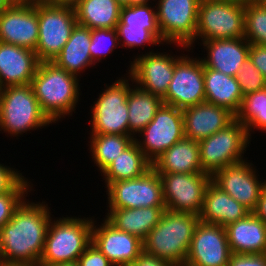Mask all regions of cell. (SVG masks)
I'll return each mask as SVG.
<instances>
[{
	"label": "cell",
	"instance_id": "obj_1",
	"mask_svg": "<svg viewBox=\"0 0 266 266\" xmlns=\"http://www.w3.org/2000/svg\"><path fill=\"white\" fill-rule=\"evenodd\" d=\"M46 201L25 199L0 230V262L38 266L51 222Z\"/></svg>",
	"mask_w": 266,
	"mask_h": 266
},
{
	"label": "cell",
	"instance_id": "obj_2",
	"mask_svg": "<svg viewBox=\"0 0 266 266\" xmlns=\"http://www.w3.org/2000/svg\"><path fill=\"white\" fill-rule=\"evenodd\" d=\"M80 80L53 62H40L31 86L42 112L52 123L73 116L81 101ZM80 99V100H79Z\"/></svg>",
	"mask_w": 266,
	"mask_h": 266
},
{
	"label": "cell",
	"instance_id": "obj_3",
	"mask_svg": "<svg viewBox=\"0 0 266 266\" xmlns=\"http://www.w3.org/2000/svg\"><path fill=\"white\" fill-rule=\"evenodd\" d=\"M199 216L164 209L158 224L143 240V253L184 266Z\"/></svg>",
	"mask_w": 266,
	"mask_h": 266
},
{
	"label": "cell",
	"instance_id": "obj_4",
	"mask_svg": "<svg viewBox=\"0 0 266 266\" xmlns=\"http://www.w3.org/2000/svg\"><path fill=\"white\" fill-rule=\"evenodd\" d=\"M71 216L51 219L38 266L75 263L92 243L93 216Z\"/></svg>",
	"mask_w": 266,
	"mask_h": 266
},
{
	"label": "cell",
	"instance_id": "obj_5",
	"mask_svg": "<svg viewBox=\"0 0 266 266\" xmlns=\"http://www.w3.org/2000/svg\"><path fill=\"white\" fill-rule=\"evenodd\" d=\"M53 124L42 112L31 84L0 88V131L18 137Z\"/></svg>",
	"mask_w": 266,
	"mask_h": 266
},
{
	"label": "cell",
	"instance_id": "obj_6",
	"mask_svg": "<svg viewBox=\"0 0 266 266\" xmlns=\"http://www.w3.org/2000/svg\"><path fill=\"white\" fill-rule=\"evenodd\" d=\"M125 75L110 85L105 83L103 91L98 93L89 112L91 130L88 134L129 135L127 97L134 82L127 73Z\"/></svg>",
	"mask_w": 266,
	"mask_h": 266
},
{
	"label": "cell",
	"instance_id": "obj_7",
	"mask_svg": "<svg viewBox=\"0 0 266 266\" xmlns=\"http://www.w3.org/2000/svg\"><path fill=\"white\" fill-rule=\"evenodd\" d=\"M245 35V2L239 0H201L195 42L237 39ZM197 40V41H196Z\"/></svg>",
	"mask_w": 266,
	"mask_h": 266
},
{
	"label": "cell",
	"instance_id": "obj_8",
	"mask_svg": "<svg viewBox=\"0 0 266 266\" xmlns=\"http://www.w3.org/2000/svg\"><path fill=\"white\" fill-rule=\"evenodd\" d=\"M250 142L246 127L235 118L225 128L198 142L202 171L212 176L226 166L248 159L244 153Z\"/></svg>",
	"mask_w": 266,
	"mask_h": 266
},
{
	"label": "cell",
	"instance_id": "obj_9",
	"mask_svg": "<svg viewBox=\"0 0 266 266\" xmlns=\"http://www.w3.org/2000/svg\"><path fill=\"white\" fill-rule=\"evenodd\" d=\"M201 0H155L157 23L163 44L188 51L195 45L198 9Z\"/></svg>",
	"mask_w": 266,
	"mask_h": 266
},
{
	"label": "cell",
	"instance_id": "obj_10",
	"mask_svg": "<svg viewBox=\"0 0 266 266\" xmlns=\"http://www.w3.org/2000/svg\"><path fill=\"white\" fill-rule=\"evenodd\" d=\"M38 23L36 55L40 62H52L62 51L77 24L75 9L52 3L39 4Z\"/></svg>",
	"mask_w": 266,
	"mask_h": 266
},
{
	"label": "cell",
	"instance_id": "obj_11",
	"mask_svg": "<svg viewBox=\"0 0 266 266\" xmlns=\"http://www.w3.org/2000/svg\"><path fill=\"white\" fill-rule=\"evenodd\" d=\"M106 188L107 209L166 207L161 179L153 168L138 178L111 182Z\"/></svg>",
	"mask_w": 266,
	"mask_h": 266
},
{
	"label": "cell",
	"instance_id": "obj_12",
	"mask_svg": "<svg viewBox=\"0 0 266 266\" xmlns=\"http://www.w3.org/2000/svg\"><path fill=\"white\" fill-rule=\"evenodd\" d=\"M184 137L182 110L163 103L153 120L136 135L134 141L147 159L153 163Z\"/></svg>",
	"mask_w": 266,
	"mask_h": 266
},
{
	"label": "cell",
	"instance_id": "obj_13",
	"mask_svg": "<svg viewBox=\"0 0 266 266\" xmlns=\"http://www.w3.org/2000/svg\"><path fill=\"white\" fill-rule=\"evenodd\" d=\"M183 54L175 61L174 73L166 95V105L184 110L205 102L204 65L198 56Z\"/></svg>",
	"mask_w": 266,
	"mask_h": 266
},
{
	"label": "cell",
	"instance_id": "obj_14",
	"mask_svg": "<svg viewBox=\"0 0 266 266\" xmlns=\"http://www.w3.org/2000/svg\"><path fill=\"white\" fill-rule=\"evenodd\" d=\"M166 209L199 216L204 193L211 182L208 173H158Z\"/></svg>",
	"mask_w": 266,
	"mask_h": 266
},
{
	"label": "cell",
	"instance_id": "obj_15",
	"mask_svg": "<svg viewBox=\"0 0 266 266\" xmlns=\"http://www.w3.org/2000/svg\"><path fill=\"white\" fill-rule=\"evenodd\" d=\"M149 52L133 57L127 74L140 89L163 98L173 77L175 61L183 54L172 55L168 52Z\"/></svg>",
	"mask_w": 266,
	"mask_h": 266
},
{
	"label": "cell",
	"instance_id": "obj_16",
	"mask_svg": "<svg viewBox=\"0 0 266 266\" xmlns=\"http://www.w3.org/2000/svg\"><path fill=\"white\" fill-rule=\"evenodd\" d=\"M248 161L250 160L245 159L218 170L211 176V181L253 212L266 180L263 178L260 180L259 171L253 163Z\"/></svg>",
	"mask_w": 266,
	"mask_h": 266
},
{
	"label": "cell",
	"instance_id": "obj_17",
	"mask_svg": "<svg viewBox=\"0 0 266 266\" xmlns=\"http://www.w3.org/2000/svg\"><path fill=\"white\" fill-rule=\"evenodd\" d=\"M231 255L225 227L199 221L184 266H227Z\"/></svg>",
	"mask_w": 266,
	"mask_h": 266
},
{
	"label": "cell",
	"instance_id": "obj_18",
	"mask_svg": "<svg viewBox=\"0 0 266 266\" xmlns=\"http://www.w3.org/2000/svg\"><path fill=\"white\" fill-rule=\"evenodd\" d=\"M93 217L92 243L114 266H130L143 253V240ZM98 223V224H97ZM101 223V225H99Z\"/></svg>",
	"mask_w": 266,
	"mask_h": 266
},
{
	"label": "cell",
	"instance_id": "obj_19",
	"mask_svg": "<svg viewBox=\"0 0 266 266\" xmlns=\"http://www.w3.org/2000/svg\"><path fill=\"white\" fill-rule=\"evenodd\" d=\"M38 5L12 4L0 13V42L36 50Z\"/></svg>",
	"mask_w": 266,
	"mask_h": 266
},
{
	"label": "cell",
	"instance_id": "obj_20",
	"mask_svg": "<svg viewBox=\"0 0 266 266\" xmlns=\"http://www.w3.org/2000/svg\"><path fill=\"white\" fill-rule=\"evenodd\" d=\"M39 63L34 50L0 42V88L31 84Z\"/></svg>",
	"mask_w": 266,
	"mask_h": 266
},
{
	"label": "cell",
	"instance_id": "obj_21",
	"mask_svg": "<svg viewBox=\"0 0 266 266\" xmlns=\"http://www.w3.org/2000/svg\"><path fill=\"white\" fill-rule=\"evenodd\" d=\"M185 138L200 142L225 128L235 115L227 108L203 102L182 110Z\"/></svg>",
	"mask_w": 266,
	"mask_h": 266
},
{
	"label": "cell",
	"instance_id": "obj_22",
	"mask_svg": "<svg viewBox=\"0 0 266 266\" xmlns=\"http://www.w3.org/2000/svg\"><path fill=\"white\" fill-rule=\"evenodd\" d=\"M200 46L207 53V57H201L205 67L236 77L248 58L250 43L245 38L214 39L202 41Z\"/></svg>",
	"mask_w": 266,
	"mask_h": 266
},
{
	"label": "cell",
	"instance_id": "obj_23",
	"mask_svg": "<svg viewBox=\"0 0 266 266\" xmlns=\"http://www.w3.org/2000/svg\"><path fill=\"white\" fill-rule=\"evenodd\" d=\"M251 212L212 181L206 187L199 220L222 227L245 218Z\"/></svg>",
	"mask_w": 266,
	"mask_h": 266
},
{
	"label": "cell",
	"instance_id": "obj_24",
	"mask_svg": "<svg viewBox=\"0 0 266 266\" xmlns=\"http://www.w3.org/2000/svg\"><path fill=\"white\" fill-rule=\"evenodd\" d=\"M225 230L232 253L266 254V223L252 212Z\"/></svg>",
	"mask_w": 266,
	"mask_h": 266
},
{
	"label": "cell",
	"instance_id": "obj_25",
	"mask_svg": "<svg viewBox=\"0 0 266 266\" xmlns=\"http://www.w3.org/2000/svg\"><path fill=\"white\" fill-rule=\"evenodd\" d=\"M90 41L91 29L77 23L62 51L52 62L57 67L81 78V73L83 74L86 69L96 66L90 54Z\"/></svg>",
	"mask_w": 266,
	"mask_h": 266
},
{
	"label": "cell",
	"instance_id": "obj_26",
	"mask_svg": "<svg viewBox=\"0 0 266 266\" xmlns=\"http://www.w3.org/2000/svg\"><path fill=\"white\" fill-rule=\"evenodd\" d=\"M152 168L157 173H205L200 162L199 143L185 137L158 157Z\"/></svg>",
	"mask_w": 266,
	"mask_h": 266
},
{
	"label": "cell",
	"instance_id": "obj_27",
	"mask_svg": "<svg viewBox=\"0 0 266 266\" xmlns=\"http://www.w3.org/2000/svg\"><path fill=\"white\" fill-rule=\"evenodd\" d=\"M204 87L205 102L227 108L236 116L244 98L236 77L204 66Z\"/></svg>",
	"mask_w": 266,
	"mask_h": 266
},
{
	"label": "cell",
	"instance_id": "obj_28",
	"mask_svg": "<svg viewBox=\"0 0 266 266\" xmlns=\"http://www.w3.org/2000/svg\"><path fill=\"white\" fill-rule=\"evenodd\" d=\"M166 207L106 209L105 219L116 229L144 240L158 224Z\"/></svg>",
	"mask_w": 266,
	"mask_h": 266
},
{
	"label": "cell",
	"instance_id": "obj_29",
	"mask_svg": "<svg viewBox=\"0 0 266 266\" xmlns=\"http://www.w3.org/2000/svg\"><path fill=\"white\" fill-rule=\"evenodd\" d=\"M121 5L116 0H81L75 7L79 25L89 29L116 28Z\"/></svg>",
	"mask_w": 266,
	"mask_h": 266
},
{
	"label": "cell",
	"instance_id": "obj_30",
	"mask_svg": "<svg viewBox=\"0 0 266 266\" xmlns=\"http://www.w3.org/2000/svg\"><path fill=\"white\" fill-rule=\"evenodd\" d=\"M152 168L142 150L134 141L101 173L105 188L115 181L138 178Z\"/></svg>",
	"mask_w": 266,
	"mask_h": 266
},
{
	"label": "cell",
	"instance_id": "obj_31",
	"mask_svg": "<svg viewBox=\"0 0 266 266\" xmlns=\"http://www.w3.org/2000/svg\"><path fill=\"white\" fill-rule=\"evenodd\" d=\"M163 104L161 97L146 92L135 84L127 97L129 136L136 137L154 118Z\"/></svg>",
	"mask_w": 266,
	"mask_h": 266
},
{
	"label": "cell",
	"instance_id": "obj_32",
	"mask_svg": "<svg viewBox=\"0 0 266 266\" xmlns=\"http://www.w3.org/2000/svg\"><path fill=\"white\" fill-rule=\"evenodd\" d=\"M88 150L91 154L94 166L102 173L113 161L128 148L133 142L134 137L118 134H90L88 137Z\"/></svg>",
	"mask_w": 266,
	"mask_h": 266
},
{
	"label": "cell",
	"instance_id": "obj_33",
	"mask_svg": "<svg viewBox=\"0 0 266 266\" xmlns=\"http://www.w3.org/2000/svg\"><path fill=\"white\" fill-rule=\"evenodd\" d=\"M235 118L246 127L250 139L254 130L266 133V88L244 96Z\"/></svg>",
	"mask_w": 266,
	"mask_h": 266
},
{
	"label": "cell",
	"instance_id": "obj_34",
	"mask_svg": "<svg viewBox=\"0 0 266 266\" xmlns=\"http://www.w3.org/2000/svg\"><path fill=\"white\" fill-rule=\"evenodd\" d=\"M120 22L126 26L145 28L151 31L162 43L163 38L157 23L156 6L151 4H138L122 6Z\"/></svg>",
	"mask_w": 266,
	"mask_h": 266
},
{
	"label": "cell",
	"instance_id": "obj_35",
	"mask_svg": "<svg viewBox=\"0 0 266 266\" xmlns=\"http://www.w3.org/2000/svg\"><path fill=\"white\" fill-rule=\"evenodd\" d=\"M250 44L266 46V6L259 0L245 2V35Z\"/></svg>",
	"mask_w": 266,
	"mask_h": 266
},
{
	"label": "cell",
	"instance_id": "obj_36",
	"mask_svg": "<svg viewBox=\"0 0 266 266\" xmlns=\"http://www.w3.org/2000/svg\"><path fill=\"white\" fill-rule=\"evenodd\" d=\"M33 185L27 177H24L10 192L0 194V230L29 196L28 193L35 191Z\"/></svg>",
	"mask_w": 266,
	"mask_h": 266
},
{
	"label": "cell",
	"instance_id": "obj_37",
	"mask_svg": "<svg viewBox=\"0 0 266 266\" xmlns=\"http://www.w3.org/2000/svg\"><path fill=\"white\" fill-rule=\"evenodd\" d=\"M120 48L117 29H91L90 54L96 65L102 59H106L110 53ZM98 62V63H97Z\"/></svg>",
	"mask_w": 266,
	"mask_h": 266
},
{
	"label": "cell",
	"instance_id": "obj_38",
	"mask_svg": "<svg viewBox=\"0 0 266 266\" xmlns=\"http://www.w3.org/2000/svg\"><path fill=\"white\" fill-rule=\"evenodd\" d=\"M117 34L120 47L130 50L135 48L159 46L163 44L151 31L145 28L130 27L122 24L120 21L117 24Z\"/></svg>",
	"mask_w": 266,
	"mask_h": 266
},
{
	"label": "cell",
	"instance_id": "obj_39",
	"mask_svg": "<svg viewBox=\"0 0 266 266\" xmlns=\"http://www.w3.org/2000/svg\"><path fill=\"white\" fill-rule=\"evenodd\" d=\"M237 81L243 96L266 88V79L249 58L245 60L237 73Z\"/></svg>",
	"mask_w": 266,
	"mask_h": 266
},
{
	"label": "cell",
	"instance_id": "obj_40",
	"mask_svg": "<svg viewBox=\"0 0 266 266\" xmlns=\"http://www.w3.org/2000/svg\"><path fill=\"white\" fill-rule=\"evenodd\" d=\"M76 263L78 266H114L93 243L79 256Z\"/></svg>",
	"mask_w": 266,
	"mask_h": 266
},
{
	"label": "cell",
	"instance_id": "obj_41",
	"mask_svg": "<svg viewBox=\"0 0 266 266\" xmlns=\"http://www.w3.org/2000/svg\"><path fill=\"white\" fill-rule=\"evenodd\" d=\"M18 169L0 163V194L10 192L24 176Z\"/></svg>",
	"mask_w": 266,
	"mask_h": 266
},
{
	"label": "cell",
	"instance_id": "obj_42",
	"mask_svg": "<svg viewBox=\"0 0 266 266\" xmlns=\"http://www.w3.org/2000/svg\"><path fill=\"white\" fill-rule=\"evenodd\" d=\"M227 266H266V254L232 253Z\"/></svg>",
	"mask_w": 266,
	"mask_h": 266
},
{
	"label": "cell",
	"instance_id": "obj_43",
	"mask_svg": "<svg viewBox=\"0 0 266 266\" xmlns=\"http://www.w3.org/2000/svg\"><path fill=\"white\" fill-rule=\"evenodd\" d=\"M248 58L266 79V46L250 44Z\"/></svg>",
	"mask_w": 266,
	"mask_h": 266
},
{
	"label": "cell",
	"instance_id": "obj_44",
	"mask_svg": "<svg viewBox=\"0 0 266 266\" xmlns=\"http://www.w3.org/2000/svg\"><path fill=\"white\" fill-rule=\"evenodd\" d=\"M131 266H174L172 263L142 253Z\"/></svg>",
	"mask_w": 266,
	"mask_h": 266
},
{
	"label": "cell",
	"instance_id": "obj_45",
	"mask_svg": "<svg viewBox=\"0 0 266 266\" xmlns=\"http://www.w3.org/2000/svg\"><path fill=\"white\" fill-rule=\"evenodd\" d=\"M252 213L266 223V185L262 189L257 206Z\"/></svg>",
	"mask_w": 266,
	"mask_h": 266
},
{
	"label": "cell",
	"instance_id": "obj_46",
	"mask_svg": "<svg viewBox=\"0 0 266 266\" xmlns=\"http://www.w3.org/2000/svg\"><path fill=\"white\" fill-rule=\"evenodd\" d=\"M51 0H12L13 4H23V5H39L50 3Z\"/></svg>",
	"mask_w": 266,
	"mask_h": 266
},
{
	"label": "cell",
	"instance_id": "obj_47",
	"mask_svg": "<svg viewBox=\"0 0 266 266\" xmlns=\"http://www.w3.org/2000/svg\"><path fill=\"white\" fill-rule=\"evenodd\" d=\"M81 0H51L50 3L55 5L75 7Z\"/></svg>",
	"mask_w": 266,
	"mask_h": 266
},
{
	"label": "cell",
	"instance_id": "obj_48",
	"mask_svg": "<svg viewBox=\"0 0 266 266\" xmlns=\"http://www.w3.org/2000/svg\"><path fill=\"white\" fill-rule=\"evenodd\" d=\"M12 4V0H0V13Z\"/></svg>",
	"mask_w": 266,
	"mask_h": 266
},
{
	"label": "cell",
	"instance_id": "obj_49",
	"mask_svg": "<svg viewBox=\"0 0 266 266\" xmlns=\"http://www.w3.org/2000/svg\"><path fill=\"white\" fill-rule=\"evenodd\" d=\"M155 0H131V5H138V4H152Z\"/></svg>",
	"mask_w": 266,
	"mask_h": 266
},
{
	"label": "cell",
	"instance_id": "obj_50",
	"mask_svg": "<svg viewBox=\"0 0 266 266\" xmlns=\"http://www.w3.org/2000/svg\"><path fill=\"white\" fill-rule=\"evenodd\" d=\"M121 6L131 5V0H116Z\"/></svg>",
	"mask_w": 266,
	"mask_h": 266
},
{
	"label": "cell",
	"instance_id": "obj_51",
	"mask_svg": "<svg viewBox=\"0 0 266 266\" xmlns=\"http://www.w3.org/2000/svg\"><path fill=\"white\" fill-rule=\"evenodd\" d=\"M52 266H78L77 263H68V264H58V265H52Z\"/></svg>",
	"mask_w": 266,
	"mask_h": 266
},
{
	"label": "cell",
	"instance_id": "obj_52",
	"mask_svg": "<svg viewBox=\"0 0 266 266\" xmlns=\"http://www.w3.org/2000/svg\"><path fill=\"white\" fill-rule=\"evenodd\" d=\"M0 266H22V265H17V264H7V263H2V262H0Z\"/></svg>",
	"mask_w": 266,
	"mask_h": 266
},
{
	"label": "cell",
	"instance_id": "obj_53",
	"mask_svg": "<svg viewBox=\"0 0 266 266\" xmlns=\"http://www.w3.org/2000/svg\"><path fill=\"white\" fill-rule=\"evenodd\" d=\"M266 6V0H259Z\"/></svg>",
	"mask_w": 266,
	"mask_h": 266
},
{
	"label": "cell",
	"instance_id": "obj_54",
	"mask_svg": "<svg viewBox=\"0 0 266 266\" xmlns=\"http://www.w3.org/2000/svg\"><path fill=\"white\" fill-rule=\"evenodd\" d=\"M239 1H244V2H247V1H253V0H239Z\"/></svg>",
	"mask_w": 266,
	"mask_h": 266
}]
</instances>
